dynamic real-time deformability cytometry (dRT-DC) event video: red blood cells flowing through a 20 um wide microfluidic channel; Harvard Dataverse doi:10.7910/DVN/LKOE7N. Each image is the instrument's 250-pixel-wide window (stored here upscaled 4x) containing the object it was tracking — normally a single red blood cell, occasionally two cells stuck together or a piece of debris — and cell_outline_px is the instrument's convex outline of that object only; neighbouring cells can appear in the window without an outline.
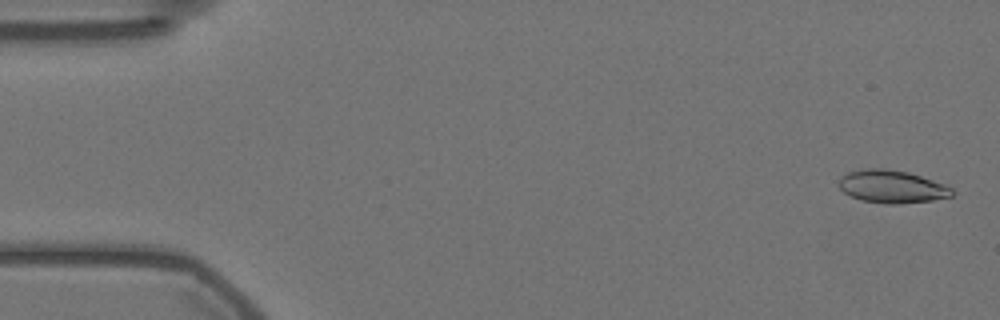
{"species": "Egyptian fruit bat (a non-hibernating species)", "species_latin": "Rousettus aegyptiacus", "temperature_condition": "warm", "stored_images_in_passage": 57, "camera_frame_rate_fps": 3000, "um_per_image_px": 0.085, "animal": {"sex": "female"}, "frame": {"image": 1, "passage_image": 2, "time_ms": 0.333, "image_size_px": [1000, 320], "cell_outline_px": [[952, 196], [932, 200], [900, 204], [884, 204], [860, 200], [844, 192], [840, 188], [840, 176], [848, 172], [864, 168], [884, 168], [908, 172], [944, 184], [952, 188]], "centroid_in_image_um": [75.79, 15.86], "position_along_channel_um": 9.2, "area_um2": 21.56}}
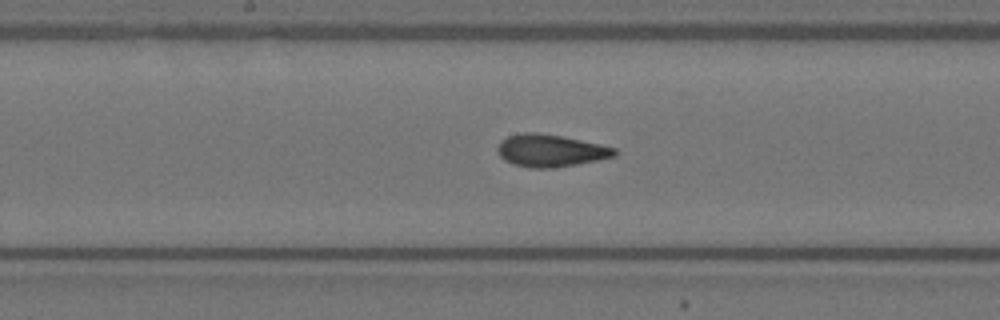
{"frame": {"image": 2, "passage_image": 29, "time_ms": 9.333, "image_size_px": [1000, 320], "cell_outline_px": [[616, 156], [556, 168], [528, 168], [504, 160], [500, 156], [496, 148], [500, 140], [508, 136], [520, 132], [536, 132], [560, 136], [600, 144], [616, 148]], "centroid_in_image_um": [46.75, 12.8], "position_along_channel_um": 201.4, "area_um2": 22.02}}
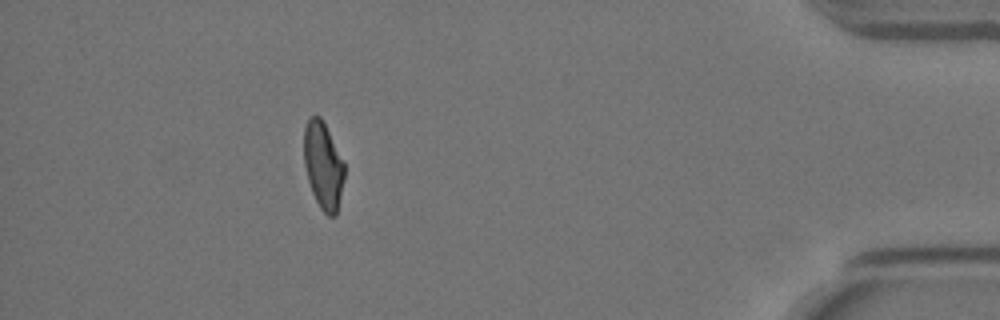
{"frame": {"image": 3, "passage_image": 51, "time_ms": 16.667, "image_size_px": [1000, 320], "cell_outline_px": [[344, 176], [336, 216], [328, 216], [320, 208], [312, 192], [308, 180], [304, 164], [304, 128], [308, 120], [312, 116], [320, 116], [344, 160]], "centroid_in_image_um": [27.47, 14.07], "position_along_channel_um": 407.7, "area_um2": 20.35}, "authors_computed_cell_mechanics": {"area_um2": 21.4438, "velocity_mm_per_s": 3.5753, "shape_relaxation_time_tau1_ms": 4.8545, "shape_relaxation_time_tau2_ms": 2.1129, "deformation_change_tau1": 0.1522, "deformation_change_tau2": 0.0712}}